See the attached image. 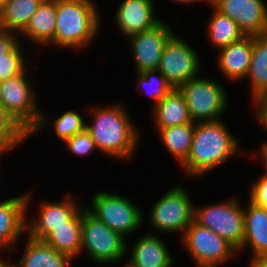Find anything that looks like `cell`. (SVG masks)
Returning <instances> with one entry per match:
<instances>
[{
	"mask_svg": "<svg viewBox=\"0 0 267 267\" xmlns=\"http://www.w3.org/2000/svg\"><path fill=\"white\" fill-rule=\"evenodd\" d=\"M239 141L221 119L197 122L190 152L180 167L189 178H201L236 156L241 149Z\"/></svg>",
	"mask_w": 267,
	"mask_h": 267,
	"instance_id": "cell-2",
	"label": "cell"
},
{
	"mask_svg": "<svg viewBox=\"0 0 267 267\" xmlns=\"http://www.w3.org/2000/svg\"><path fill=\"white\" fill-rule=\"evenodd\" d=\"M212 14L207 23L208 39L217 50L245 37L237 23L218 11L212 4Z\"/></svg>",
	"mask_w": 267,
	"mask_h": 267,
	"instance_id": "cell-27",
	"label": "cell"
},
{
	"mask_svg": "<svg viewBox=\"0 0 267 267\" xmlns=\"http://www.w3.org/2000/svg\"><path fill=\"white\" fill-rule=\"evenodd\" d=\"M91 124L85 125L97 150L116 160L131 159L136 153L140 133L124 105L91 108Z\"/></svg>",
	"mask_w": 267,
	"mask_h": 267,
	"instance_id": "cell-1",
	"label": "cell"
},
{
	"mask_svg": "<svg viewBox=\"0 0 267 267\" xmlns=\"http://www.w3.org/2000/svg\"><path fill=\"white\" fill-rule=\"evenodd\" d=\"M78 204V205H77ZM38 214L26 222V233L36 240H44L56 228L64 225L69 221L80 209L77 199L69 194L59 202H45L39 204Z\"/></svg>",
	"mask_w": 267,
	"mask_h": 267,
	"instance_id": "cell-15",
	"label": "cell"
},
{
	"mask_svg": "<svg viewBox=\"0 0 267 267\" xmlns=\"http://www.w3.org/2000/svg\"><path fill=\"white\" fill-rule=\"evenodd\" d=\"M12 263L6 261L3 257H0V267H11Z\"/></svg>",
	"mask_w": 267,
	"mask_h": 267,
	"instance_id": "cell-39",
	"label": "cell"
},
{
	"mask_svg": "<svg viewBox=\"0 0 267 267\" xmlns=\"http://www.w3.org/2000/svg\"><path fill=\"white\" fill-rule=\"evenodd\" d=\"M90 204L86 208L93 216L125 238L142 227L143 212L125 196L106 191L97 192Z\"/></svg>",
	"mask_w": 267,
	"mask_h": 267,
	"instance_id": "cell-8",
	"label": "cell"
},
{
	"mask_svg": "<svg viewBox=\"0 0 267 267\" xmlns=\"http://www.w3.org/2000/svg\"><path fill=\"white\" fill-rule=\"evenodd\" d=\"M249 189V201L267 209V174H263Z\"/></svg>",
	"mask_w": 267,
	"mask_h": 267,
	"instance_id": "cell-33",
	"label": "cell"
},
{
	"mask_svg": "<svg viewBox=\"0 0 267 267\" xmlns=\"http://www.w3.org/2000/svg\"><path fill=\"white\" fill-rule=\"evenodd\" d=\"M247 201L244 207V239L238 253L251 248L252 260L267 254V209Z\"/></svg>",
	"mask_w": 267,
	"mask_h": 267,
	"instance_id": "cell-19",
	"label": "cell"
},
{
	"mask_svg": "<svg viewBox=\"0 0 267 267\" xmlns=\"http://www.w3.org/2000/svg\"><path fill=\"white\" fill-rule=\"evenodd\" d=\"M128 264L132 267H173L174 261L165 242L157 234L138 238L131 248Z\"/></svg>",
	"mask_w": 267,
	"mask_h": 267,
	"instance_id": "cell-18",
	"label": "cell"
},
{
	"mask_svg": "<svg viewBox=\"0 0 267 267\" xmlns=\"http://www.w3.org/2000/svg\"><path fill=\"white\" fill-rule=\"evenodd\" d=\"M138 85H144L145 92L150 94L153 98L154 105L162 100L172 89L171 84L166 78L157 70H146L137 73ZM148 91V92H147ZM148 94V95H149Z\"/></svg>",
	"mask_w": 267,
	"mask_h": 267,
	"instance_id": "cell-30",
	"label": "cell"
},
{
	"mask_svg": "<svg viewBox=\"0 0 267 267\" xmlns=\"http://www.w3.org/2000/svg\"><path fill=\"white\" fill-rule=\"evenodd\" d=\"M246 79L250 81L252 103L267 95V33L252 36V54Z\"/></svg>",
	"mask_w": 267,
	"mask_h": 267,
	"instance_id": "cell-24",
	"label": "cell"
},
{
	"mask_svg": "<svg viewBox=\"0 0 267 267\" xmlns=\"http://www.w3.org/2000/svg\"><path fill=\"white\" fill-rule=\"evenodd\" d=\"M186 187L180 184L172 186L152 206L148 213V221L160 234L180 233L194 221V206Z\"/></svg>",
	"mask_w": 267,
	"mask_h": 267,
	"instance_id": "cell-7",
	"label": "cell"
},
{
	"mask_svg": "<svg viewBox=\"0 0 267 267\" xmlns=\"http://www.w3.org/2000/svg\"><path fill=\"white\" fill-rule=\"evenodd\" d=\"M254 107L257 108L256 112H254V116L261 124L262 128L267 131V95L261 97L255 104Z\"/></svg>",
	"mask_w": 267,
	"mask_h": 267,
	"instance_id": "cell-35",
	"label": "cell"
},
{
	"mask_svg": "<svg viewBox=\"0 0 267 267\" xmlns=\"http://www.w3.org/2000/svg\"><path fill=\"white\" fill-rule=\"evenodd\" d=\"M44 0H6L0 9V29L20 34Z\"/></svg>",
	"mask_w": 267,
	"mask_h": 267,
	"instance_id": "cell-25",
	"label": "cell"
},
{
	"mask_svg": "<svg viewBox=\"0 0 267 267\" xmlns=\"http://www.w3.org/2000/svg\"><path fill=\"white\" fill-rule=\"evenodd\" d=\"M200 59L196 50L174 33L164 47L158 70L173 88H178L199 76Z\"/></svg>",
	"mask_w": 267,
	"mask_h": 267,
	"instance_id": "cell-11",
	"label": "cell"
},
{
	"mask_svg": "<svg viewBox=\"0 0 267 267\" xmlns=\"http://www.w3.org/2000/svg\"><path fill=\"white\" fill-rule=\"evenodd\" d=\"M56 32V0H44L19 34L42 47L54 46Z\"/></svg>",
	"mask_w": 267,
	"mask_h": 267,
	"instance_id": "cell-20",
	"label": "cell"
},
{
	"mask_svg": "<svg viewBox=\"0 0 267 267\" xmlns=\"http://www.w3.org/2000/svg\"><path fill=\"white\" fill-rule=\"evenodd\" d=\"M249 267H267V254L250 260Z\"/></svg>",
	"mask_w": 267,
	"mask_h": 267,
	"instance_id": "cell-37",
	"label": "cell"
},
{
	"mask_svg": "<svg viewBox=\"0 0 267 267\" xmlns=\"http://www.w3.org/2000/svg\"><path fill=\"white\" fill-rule=\"evenodd\" d=\"M100 17L93 0H56L54 46L71 50L88 48L99 33Z\"/></svg>",
	"mask_w": 267,
	"mask_h": 267,
	"instance_id": "cell-3",
	"label": "cell"
},
{
	"mask_svg": "<svg viewBox=\"0 0 267 267\" xmlns=\"http://www.w3.org/2000/svg\"><path fill=\"white\" fill-rule=\"evenodd\" d=\"M32 192L0 201V251L14 250L26 232ZM15 247V248H14Z\"/></svg>",
	"mask_w": 267,
	"mask_h": 267,
	"instance_id": "cell-14",
	"label": "cell"
},
{
	"mask_svg": "<svg viewBox=\"0 0 267 267\" xmlns=\"http://www.w3.org/2000/svg\"><path fill=\"white\" fill-rule=\"evenodd\" d=\"M181 240L196 267H219L237 257L238 251L230 243L195 221L186 228Z\"/></svg>",
	"mask_w": 267,
	"mask_h": 267,
	"instance_id": "cell-9",
	"label": "cell"
},
{
	"mask_svg": "<svg viewBox=\"0 0 267 267\" xmlns=\"http://www.w3.org/2000/svg\"><path fill=\"white\" fill-rule=\"evenodd\" d=\"M261 147L258 148V151H254L251 153V156L253 154V158L256 157V159H259L260 160V163H263V168H264V171L265 174H267V141H264L262 143V145H260ZM259 156V157H258Z\"/></svg>",
	"mask_w": 267,
	"mask_h": 267,
	"instance_id": "cell-36",
	"label": "cell"
},
{
	"mask_svg": "<svg viewBox=\"0 0 267 267\" xmlns=\"http://www.w3.org/2000/svg\"><path fill=\"white\" fill-rule=\"evenodd\" d=\"M195 123L157 128L159 139L168 153L179 165L188 157L191 149Z\"/></svg>",
	"mask_w": 267,
	"mask_h": 267,
	"instance_id": "cell-26",
	"label": "cell"
},
{
	"mask_svg": "<svg viewBox=\"0 0 267 267\" xmlns=\"http://www.w3.org/2000/svg\"><path fill=\"white\" fill-rule=\"evenodd\" d=\"M23 256L11 267H70L73 259L51 246L43 240H36L28 236Z\"/></svg>",
	"mask_w": 267,
	"mask_h": 267,
	"instance_id": "cell-21",
	"label": "cell"
},
{
	"mask_svg": "<svg viewBox=\"0 0 267 267\" xmlns=\"http://www.w3.org/2000/svg\"><path fill=\"white\" fill-rule=\"evenodd\" d=\"M27 62H0V82L21 74L28 66Z\"/></svg>",
	"mask_w": 267,
	"mask_h": 267,
	"instance_id": "cell-34",
	"label": "cell"
},
{
	"mask_svg": "<svg viewBox=\"0 0 267 267\" xmlns=\"http://www.w3.org/2000/svg\"><path fill=\"white\" fill-rule=\"evenodd\" d=\"M82 205L81 253H86L98 265L121 263V260L128 256L126 238L111 230L93 216L86 205Z\"/></svg>",
	"mask_w": 267,
	"mask_h": 267,
	"instance_id": "cell-4",
	"label": "cell"
},
{
	"mask_svg": "<svg viewBox=\"0 0 267 267\" xmlns=\"http://www.w3.org/2000/svg\"><path fill=\"white\" fill-rule=\"evenodd\" d=\"M171 1H173V2H175V3H178V4H185V5H187V4H189L190 5V3L192 4H194V3H199V2H201V1H204L206 4H209V5H211L212 4V2L210 1V0H171ZM199 1V2H198Z\"/></svg>",
	"mask_w": 267,
	"mask_h": 267,
	"instance_id": "cell-38",
	"label": "cell"
},
{
	"mask_svg": "<svg viewBox=\"0 0 267 267\" xmlns=\"http://www.w3.org/2000/svg\"><path fill=\"white\" fill-rule=\"evenodd\" d=\"M49 118L46 117V114L41 112L40 119L34 129L30 132V137L34 136L37 131L43 130V127H47L52 125L53 130L57 136V138L64 142L68 138L74 136L76 133L82 132L85 129V118L83 116L74 111L68 110L58 116L55 120H48ZM52 123V124H51ZM34 134V135H33Z\"/></svg>",
	"mask_w": 267,
	"mask_h": 267,
	"instance_id": "cell-28",
	"label": "cell"
},
{
	"mask_svg": "<svg viewBox=\"0 0 267 267\" xmlns=\"http://www.w3.org/2000/svg\"><path fill=\"white\" fill-rule=\"evenodd\" d=\"M29 69L27 67L21 74L1 82L0 105L31 132L42 111L36 102L32 81L27 78Z\"/></svg>",
	"mask_w": 267,
	"mask_h": 267,
	"instance_id": "cell-10",
	"label": "cell"
},
{
	"mask_svg": "<svg viewBox=\"0 0 267 267\" xmlns=\"http://www.w3.org/2000/svg\"><path fill=\"white\" fill-rule=\"evenodd\" d=\"M218 52L219 72L234 83L245 80L250 68L252 36H245L235 43L220 48Z\"/></svg>",
	"mask_w": 267,
	"mask_h": 267,
	"instance_id": "cell-17",
	"label": "cell"
},
{
	"mask_svg": "<svg viewBox=\"0 0 267 267\" xmlns=\"http://www.w3.org/2000/svg\"><path fill=\"white\" fill-rule=\"evenodd\" d=\"M29 137L30 132L0 105V155L19 147Z\"/></svg>",
	"mask_w": 267,
	"mask_h": 267,
	"instance_id": "cell-29",
	"label": "cell"
},
{
	"mask_svg": "<svg viewBox=\"0 0 267 267\" xmlns=\"http://www.w3.org/2000/svg\"><path fill=\"white\" fill-rule=\"evenodd\" d=\"M154 3V0H121L114 17L119 31L127 38L158 25L162 19L155 16Z\"/></svg>",
	"mask_w": 267,
	"mask_h": 267,
	"instance_id": "cell-16",
	"label": "cell"
},
{
	"mask_svg": "<svg viewBox=\"0 0 267 267\" xmlns=\"http://www.w3.org/2000/svg\"><path fill=\"white\" fill-rule=\"evenodd\" d=\"M82 208L64 225L52 231L43 241L58 252L77 259L82 246Z\"/></svg>",
	"mask_w": 267,
	"mask_h": 267,
	"instance_id": "cell-23",
	"label": "cell"
},
{
	"mask_svg": "<svg viewBox=\"0 0 267 267\" xmlns=\"http://www.w3.org/2000/svg\"><path fill=\"white\" fill-rule=\"evenodd\" d=\"M65 143L71 154H75L77 157L87 156L97 150L94 140L86 129L68 138L64 141Z\"/></svg>",
	"mask_w": 267,
	"mask_h": 267,
	"instance_id": "cell-32",
	"label": "cell"
},
{
	"mask_svg": "<svg viewBox=\"0 0 267 267\" xmlns=\"http://www.w3.org/2000/svg\"><path fill=\"white\" fill-rule=\"evenodd\" d=\"M5 1H6V0H0V9L2 8L3 3H4Z\"/></svg>",
	"mask_w": 267,
	"mask_h": 267,
	"instance_id": "cell-40",
	"label": "cell"
},
{
	"mask_svg": "<svg viewBox=\"0 0 267 267\" xmlns=\"http://www.w3.org/2000/svg\"><path fill=\"white\" fill-rule=\"evenodd\" d=\"M173 34L174 29L162 20L150 30L127 37L137 73L158 69L164 47Z\"/></svg>",
	"mask_w": 267,
	"mask_h": 267,
	"instance_id": "cell-12",
	"label": "cell"
},
{
	"mask_svg": "<svg viewBox=\"0 0 267 267\" xmlns=\"http://www.w3.org/2000/svg\"><path fill=\"white\" fill-rule=\"evenodd\" d=\"M212 5L234 20L245 36L267 33V3L265 0H213Z\"/></svg>",
	"mask_w": 267,
	"mask_h": 267,
	"instance_id": "cell-13",
	"label": "cell"
},
{
	"mask_svg": "<svg viewBox=\"0 0 267 267\" xmlns=\"http://www.w3.org/2000/svg\"><path fill=\"white\" fill-rule=\"evenodd\" d=\"M122 267H132L128 263H125Z\"/></svg>",
	"mask_w": 267,
	"mask_h": 267,
	"instance_id": "cell-41",
	"label": "cell"
},
{
	"mask_svg": "<svg viewBox=\"0 0 267 267\" xmlns=\"http://www.w3.org/2000/svg\"><path fill=\"white\" fill-rule=\"evenodd\" d=\"M194 123L219 120L227 110L228 95L214 79L192 78L178 87Z\"/></svg>",
	"mask_w": 267,
	"mask_h": 267,
	"instance_id": "cell-6",
	"label": "cell"
},
{
	"mask_svg": "<svg viewBox=\"0 0 267 267\" xmlns=\"http://www.w3.org/2000/svg\"><path fill=\"white\" fill-rule=\"evenodd\" d=\"M153 118L155 128H165L186 123H194L182 93L178 88H173L162 100L154 106Z\"/></svg>",
	"mask_w": 267,
	"mask_h": 267,
	"instance_id": "cell-22",
	"label": "cell"
},
{
	"mask_svg": "<svg viewBox=\"0 0 267 267\" xmlns=\"http://www.w3.org/2000/svg\"><path fill=\"white\" fill-rule=\"evenodd\" d=\"M18 33L0 29V62H27ZM21 43V44H20Z\"/></svg>",
	"mask_w": 267,
	"mask_h": 267,
	"instance_id": "cell-31",
	"label": "cell"
},
{
	"mask_svg": "<svg viewBox=\"0 0 267 267\" xmlns=\"http://www.w3.org/2000/svg\"><path fill=\"white\" fill-rule=\"evenodd\" d=\"M238 199L232 196L220 203L194 207V221L224 238L237 251L244 239V207Z\"/></svg>",
	"mask_w": 267,
	"mask_h": 267,
	"instance_id": "cell-5",
	"label": "cell"
}]
</instances>
